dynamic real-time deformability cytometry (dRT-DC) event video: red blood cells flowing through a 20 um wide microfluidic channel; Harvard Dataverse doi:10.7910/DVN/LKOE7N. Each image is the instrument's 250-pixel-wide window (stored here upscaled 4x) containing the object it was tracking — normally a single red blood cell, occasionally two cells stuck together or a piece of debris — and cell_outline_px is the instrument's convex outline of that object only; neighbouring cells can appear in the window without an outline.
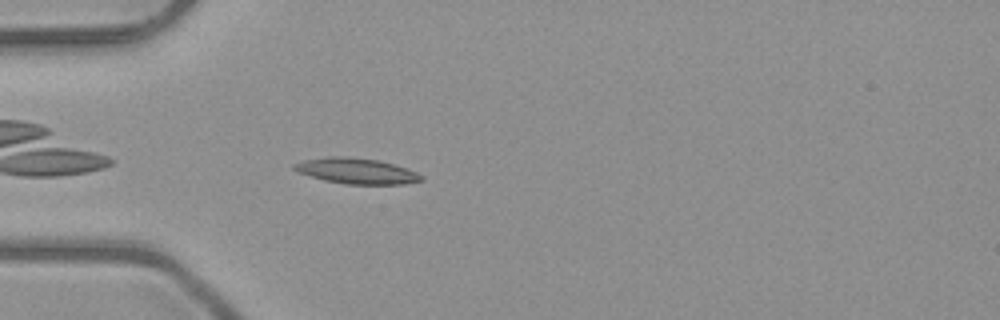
{"species": "common noctule bat (a hibernating species)", "species_latin": "Nyctalus noctula", "temperature_condition": "room temperature", "stored_images_in_passage": 39, "camera_frame_rate_fps": 3000, "um_per_image_px": 0.085, "animal": {"sex": "male", "body_mass_g": 23.1, "forearm_length_mm": 52.7}, "frame": {"image": 1, "passage_image": 3, "time_ms": 0.667, "image_size_px": [1000, 320], "cell_outline_px": [[424, 180], [404, 184], [344, 184], [324, 180], [296, 172], [292, 168], [292, 164], [304, 160], [324, 156], [348, 156], [380, 160], [408, 168], [424, 176]], "centroid_in_image_um": [30.29, 14.52], "position_along_channel_um": 54.7, "area_um2": 19.36}}
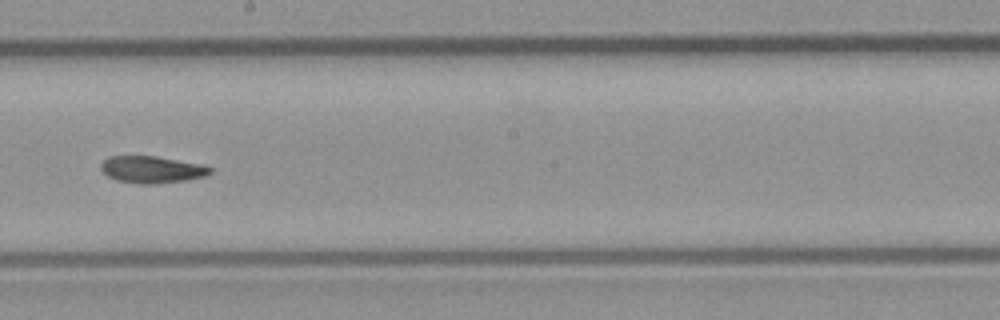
{"frame": {"image": 2, "passage_image": 17, "time_ms": 5.333, "image_size_px": [1000, 320], "cell_outline_px": [[212, 172], [204, 176], [184, 180], [156, 184], [140, 184], [116, 180], [108, 176], [100, 168], [100, 164], [108, 156], [156, 156], [200, 164], [212, 168]], "centroid_in_image_um": [12.87, 14.41], "position_along_channel_um": 235.3, "area_um2": 17.05}}
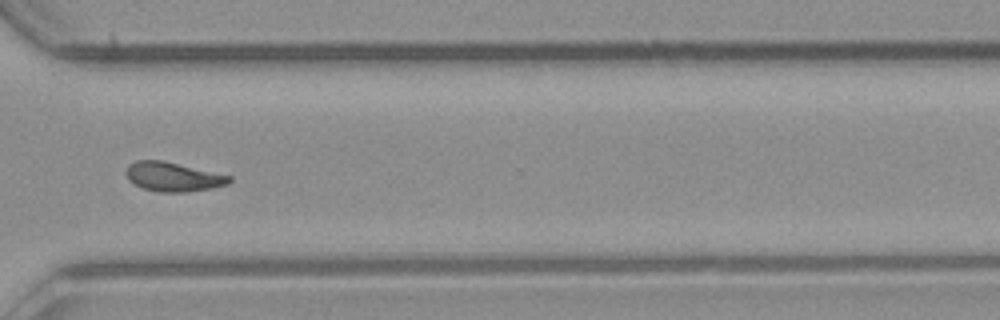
{"frame": {"image": 3, "passage_image": 26, "time_ms": 8.333, "image_size_px": [1000, 320], "cell_outline_px": [[232, 180], [228, 184], [212, 188], [184, 192], [156, 192], [144, 188], [128, 180], [128, 164], [136, 160], [164, 160], [232, 176]], "centroid_in_image_um": [14.75, 15.02], "position_along_channel_um": 355.9, "area_um2": 17.51}, "authors_computed_cell_mechanics": {"area_um2": 17.3978, "velocity_mm_per_s": 4.0304, "shape_relaxation_time_tau1_ms": 10.3612, "shape_relaxation_time_tau2_ms": 8.8686, "deformation_change_tau1": 0.2023, "deformation_change_tau2": 0.1556}}